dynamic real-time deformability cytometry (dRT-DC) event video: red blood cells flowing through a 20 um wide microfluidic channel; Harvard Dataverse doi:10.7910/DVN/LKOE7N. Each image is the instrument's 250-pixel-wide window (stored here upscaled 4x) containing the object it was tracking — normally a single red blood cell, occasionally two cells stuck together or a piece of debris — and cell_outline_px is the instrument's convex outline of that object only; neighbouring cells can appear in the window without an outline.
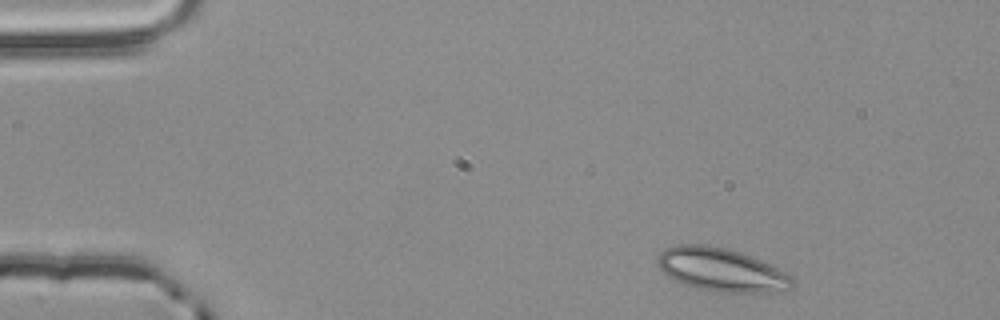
{"species": "common noctule bat (a hibernating species)", "species_latin": "Nyctalus noctula", "temperature_condition": "room temperature", "stored_images_in_passage": 3, "camera_frame_rate_fps": 3000, "um_per_image_px": 0.085, "animal": {"sex": "male", "body_mass_g": 20.4}, "frame": {"image": 1, "passage_image": 1, "time_ms": 0.0, "image_size_px": [1000, 320], "cell_outline_px": [[792, 288], [764, 292], [720, 292], [696, 288], [680, 284], [668, 276], [656, 264], [656, 260], [660, 252], [676, 244], [708, 244], [740, 252], [752, 256], [772, 264], [792, 276]], "centroid_in_image_um": [61.28, 22.92], "position_along_channel_um": 23.7, "area_um2": 34.1}}